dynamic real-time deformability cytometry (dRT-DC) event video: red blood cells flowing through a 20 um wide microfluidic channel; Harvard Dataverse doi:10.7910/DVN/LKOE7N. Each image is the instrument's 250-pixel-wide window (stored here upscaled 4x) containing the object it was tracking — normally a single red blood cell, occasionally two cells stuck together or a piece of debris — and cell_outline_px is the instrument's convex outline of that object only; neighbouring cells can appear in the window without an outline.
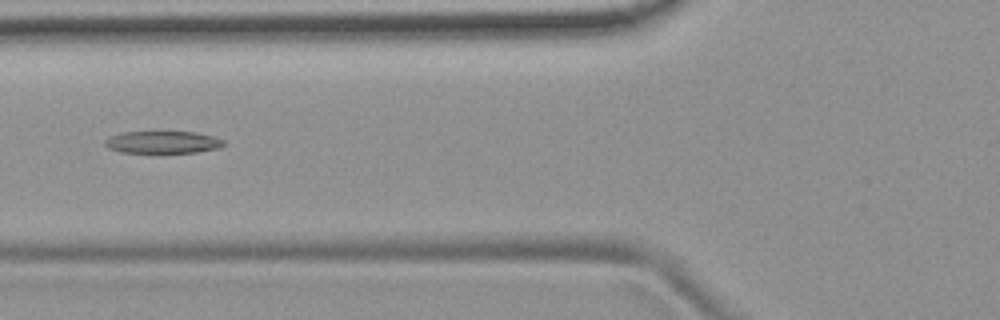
{"species": "common noctule bat (a hibernating species)", "species_latin": "Nyctalus noctula", "temperature_condition": "room temperature", "stored_images_in_passage": 7, "camera_frame_rate_fps": 3000, "um_per_image_px": 0.085, "animal": {"sex": "female", "body_mass_g": 19.9}, "frame": {"image": 1, "passage_image": 5, "time_ms": 4.667, "image_size_px": [1000, 320], "cell_outline_px": [[224, 144], [220, 148], [196, 152], [120, 152], [108, 148], [104, 144], [104, 140], [108, 136], [120, 132], [196, 132], [216, 136], [224, 140]], "centroid_in_image_um": [13.82, 12.07], "position_along_channel_um": 112.0, "area_um2": 15.49}}
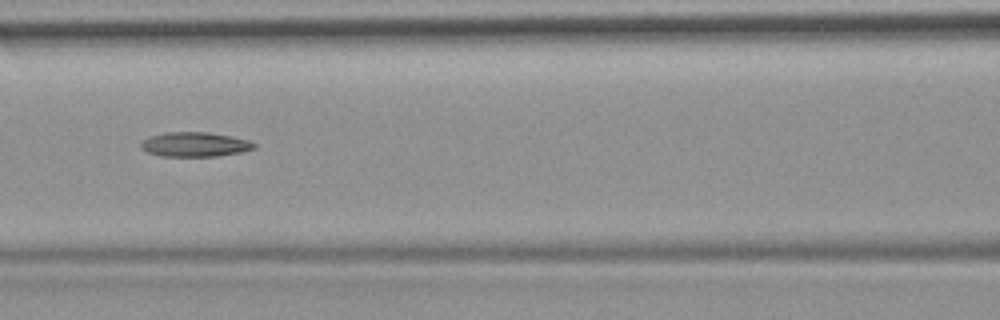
{"frame": {"image": 2, "passage_image": 6, "time_ms": 5.667, "image_size_px": [1000, 320], "cell_outline_px": [[256, 148], [240, 152], [216, 156], [160, 156], [148, 152], [140, 148], [140, 140], [148, 136], [164, 132], [208, 132], [232, 136], [248, 140], [256, 144]], "centroid_in_image_um": [16.51, 12.26], "position_along_channel_um": 150.1, "area_um2": 16.36}}
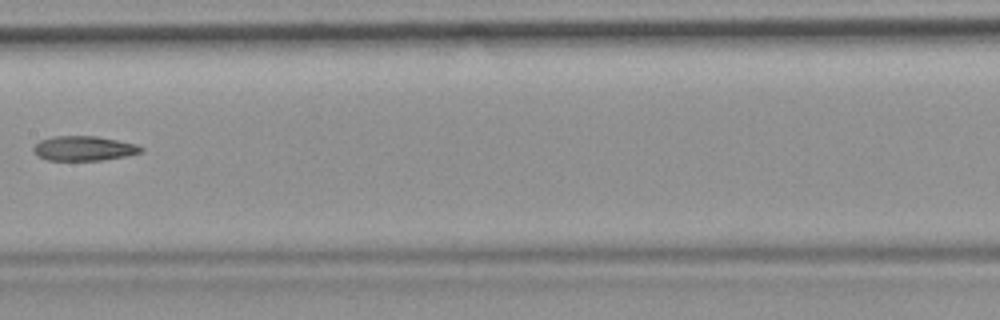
{"frame": {"image": 3, "passage_image": 7, "time_ms": 7.0, "image_size_px": [1000, 320], "cell_outline_px": [[144, 152], [128, 156], [100, 160], [48, 160], [32, 152], [32, 148], [40, 140], [52, 136], [96, 136], [136, 144], [144, 148]], "centroid_in_image_um": [7.14, 12.61], "position_along_channel_um": 200.3, "area_um2": 15.49}}